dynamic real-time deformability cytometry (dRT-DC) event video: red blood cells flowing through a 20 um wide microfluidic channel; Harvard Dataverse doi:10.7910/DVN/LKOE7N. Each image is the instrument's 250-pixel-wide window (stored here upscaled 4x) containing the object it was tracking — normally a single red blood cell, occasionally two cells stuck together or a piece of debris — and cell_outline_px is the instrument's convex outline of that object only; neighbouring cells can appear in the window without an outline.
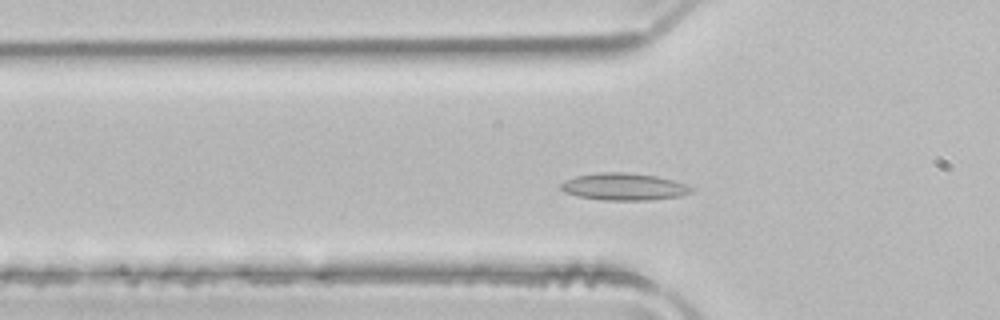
{"species": "common noctule bat (a hibernating species)", "species_latin": "Nyctalus noctula", "temperature_condition": "room temperature", "stored_images_in_passage": 47, "camera_frame_rate_fps": 3000, "um_per_image_px": 0.085, "animal": {"sex": "male", "body_mass_g": 21.5, "forearm_length_mm": 52.0}, "frame": {"image": 1, "passage_image": 12, "time_ms": 3.667, "image_size_px": [1000, 320], "cell_outline_px": [[692, 192], [680, 196], [648, 200], [604, 200], [576, 196], [564, 192], [560, 188], [560, 184], [564, 180], [576, 176], [604, 172], [624, 172], [656, 176], [672, 180], [684, 184], [692, 188]], "centroid_in_image_um": [52.98, 15.87], "position_along_channel_um": 72.8, "area_um2": 20.46}}
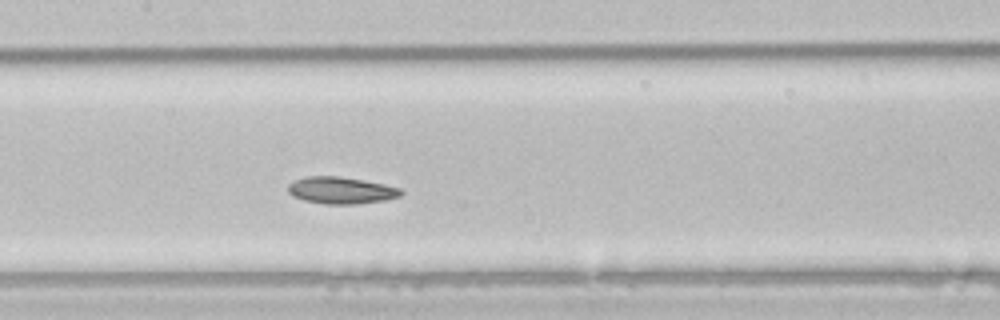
{"frame": {"image": 2, "passage_image": 20, "time_ms": 6.333, "image_size_px": [1000, 320], "cell_outline_px": [[404, 192], [400, 196], [384, 200], [356, 204], [324, 204], [304, 200], [292, 196], [288, 192], [288, 184], [296, 180], [308, 176], [340, 176], [384, 184], [400, 188]], "centroid_in_image_um": [28.99, 16.18], "position_along_channel_um": 178.4, "area_um2": 17.63}}
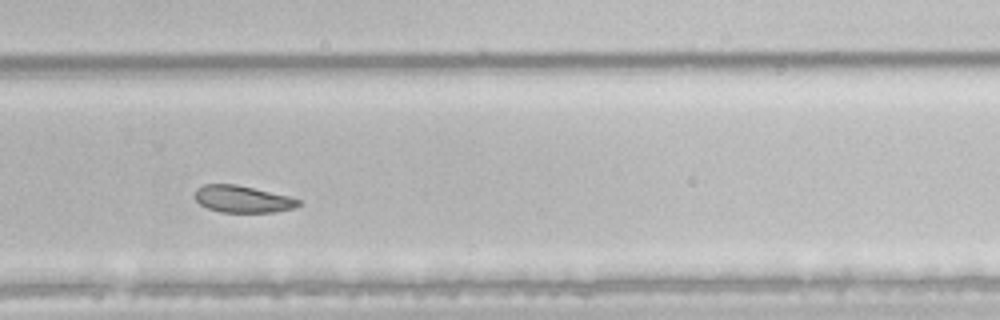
{"frame": {"image": 3, "passage_image": 30, "time_ms": 9.667, "image_size_px": [1000, 320], "cell_outline_px": [[300, 204], [296, 208], [276, 212], [220, 212], [208, 208], [200, 204], [196, 200], [196, 188], [204, 184], [236, 184], [288, 196], [300, 200]], "centroid_in_image_um": [20.63, 16.93], "position_along_channel_um": 309.2, "area_um2": 16.18}, "authors_computed_cell_mechanics": {"area_um2": 19.363, "velocity_mm_per_s": 3.9377, "shape_relaxation_time_tau1_ms": null, "shape_relaxation_time_tau2_ms": 5.1844, "deformation_change_tau1": null, "deformation_change_tau2": 0.0877}}